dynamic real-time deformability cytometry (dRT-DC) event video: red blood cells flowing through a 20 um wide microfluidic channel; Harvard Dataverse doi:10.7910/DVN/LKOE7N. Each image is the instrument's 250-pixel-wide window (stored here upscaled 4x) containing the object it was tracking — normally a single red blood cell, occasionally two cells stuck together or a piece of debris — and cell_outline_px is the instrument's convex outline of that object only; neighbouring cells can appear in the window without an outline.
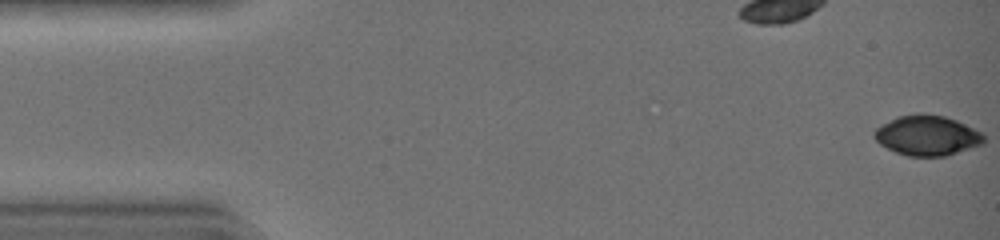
{"species": "common noctule bat (a hibernating species)", "species_latin": "Nyctalus noctula", "temperature_condition": "warm", "stored_images_in_passage": 44, "camera_frame_rate_fps": 3000, "um_per_image_px": 0.085, "animal": {"sex": "female", "body_mass_g": 19.0, "forearm_length_mm": 51.5}, "frame": {"image": 1, "passage_image": 1, "time_ms": 0.0, "image_size_px": [1000, 240], "cell_outline_px": [[984, 140], [980, 144], [944, 156], [908, 156], [896, 152], [880, 144], [876, 140], [876, 128], [900, 116], [944, 116], [956, 120], [980, 132], [984, 136]], "centroid_in_image_um": [78.81, 11.55], "position_along_channel_um": 6.2, "area_um2": 24.28}}
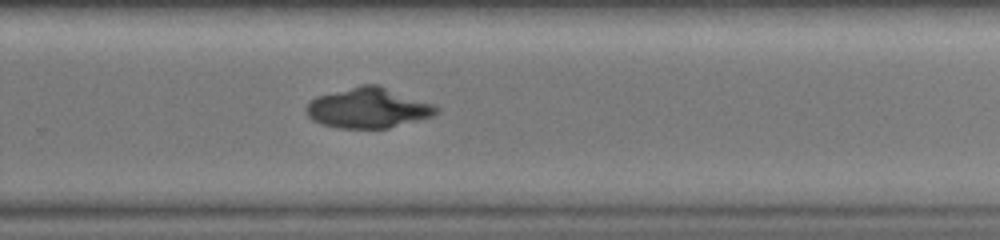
{"frame": {"image": 2, "passage_image": 30, "time_ms": 9.667, "image_size_px": [1000, 240], "cell_outline_px": [[436, 112], [432, 116], [388, 128], [340, 128], [324, 124], [312, 120], [308, 116], [308, 104], [316, 96], [360, 84], [380, 84], [432, 104], [436, 108]], "centroid_in_image_um": [31.28, 9.16], "position_along_channel_um": 298.5, "area_um2": 30.11}}
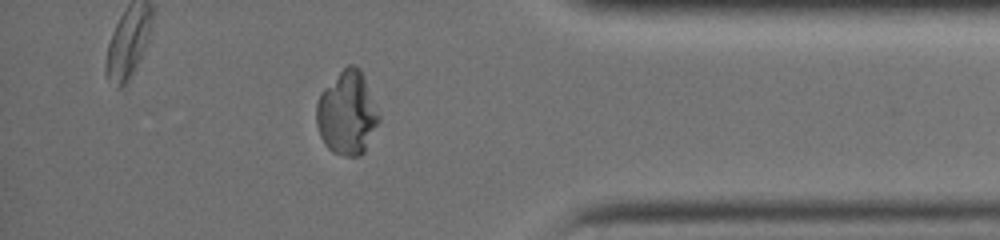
{"frame": {"image": 3, "passage_image": 38, "time_ms": 12.333, "image_size_px": [1000, 240], "cell_outline_px": [[380, 120], [364, 152], [360, 156], [344, 156], [332, 152], [324, 144], [320, 136], [316, 124], [316, 104], [324, 88], [348, 64], [352, 64], [360, 68], [380, 116]], "centroid_in_image_um": [29.49, 9.64], "position_along_channel_um": 405.7, "area_um2": 30.23}}